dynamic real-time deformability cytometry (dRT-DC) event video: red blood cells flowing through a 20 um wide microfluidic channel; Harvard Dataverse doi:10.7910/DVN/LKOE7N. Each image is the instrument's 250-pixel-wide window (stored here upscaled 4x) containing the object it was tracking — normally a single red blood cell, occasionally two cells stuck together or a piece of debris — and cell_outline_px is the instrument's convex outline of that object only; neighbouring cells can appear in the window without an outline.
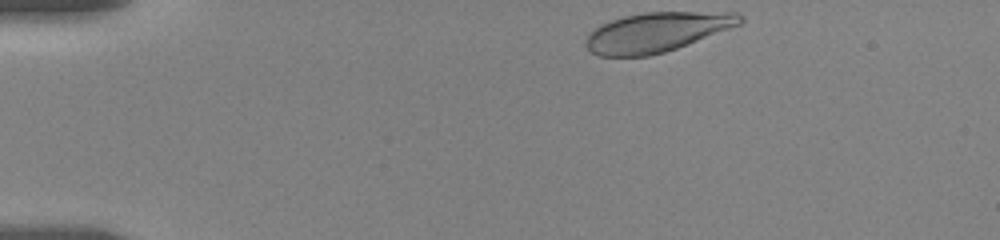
{"species": "human", "species_latin": "Homo sapiens", "temperature_condition": "room temperature", "stored_images_in_passage": 17, "camera_frame_rate_fps": 3000, "um_per_image_px": 0.085, "donor": {"sex": "female"}, "frame": {"image": 1, "passage_image": 1, "time_ms": 0.0, "image_size_px": [1000, 240], "cell_outline_px": [[744, 20], [740, 24], [676, 48], [664, 52], [648, 56], [600, 56], [592, 52], [584, 44], [584, 40], [600, 24], [624, 16], [644, 12], [740, 12], [744, 16]], "centroid_in_image_um": [55.83, 2.72], "position_along_channel_um": 29.2, "area_um2": 35.26}}
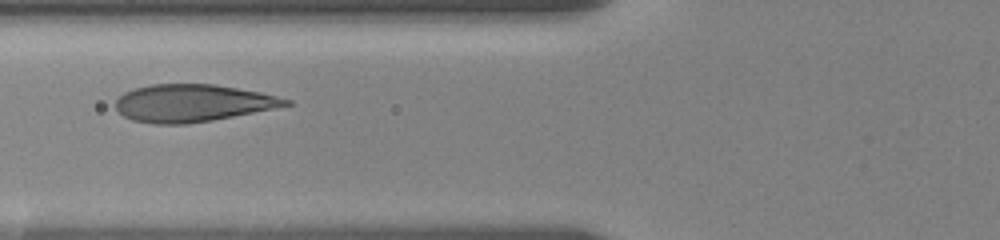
{"frame": {"image": 2, "passage_image": 12, "time_ms": 4.333, "image_size_px": [1000, 240], "cell_outline_px": [[292, 104], [212, 120], [188, 124], [152, 124], [132, 120], [116, 112], [116, 100], [124, 92], [136, 88], [152, 84], [212, 84], [260, 92], [292, 100]], "centroid_in_image_um": [16.3, 8.77], "position_along_channel_um": 109.5, "area_um2": 36.76}}
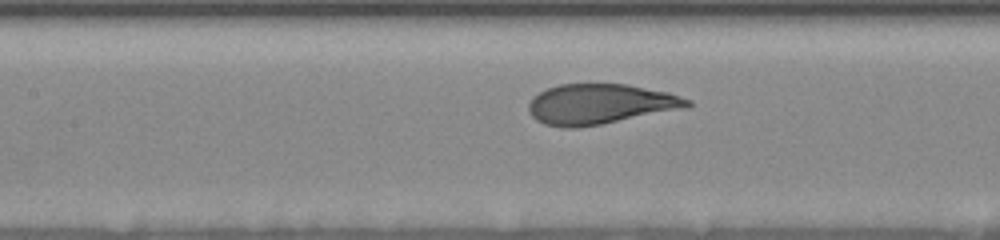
{"frame": {"image": 3, "passage_image": 15, "time_ms": 5.667, "image_size_px": [1000, 240], "cell_outline_px": [[692, 104], [688, 108], [600, 124], [576, 128], [564, 128], [544, 124], [536, 120], [528, 112], [528, 104], [532, 96], [548, 88], [560, 84], [628, 84], [668, 92], [692, 100]], "centroid_in_image_um": [51.01, 8.85], "position_along_channel_um": 156.4, "area_um2": 37.4}}